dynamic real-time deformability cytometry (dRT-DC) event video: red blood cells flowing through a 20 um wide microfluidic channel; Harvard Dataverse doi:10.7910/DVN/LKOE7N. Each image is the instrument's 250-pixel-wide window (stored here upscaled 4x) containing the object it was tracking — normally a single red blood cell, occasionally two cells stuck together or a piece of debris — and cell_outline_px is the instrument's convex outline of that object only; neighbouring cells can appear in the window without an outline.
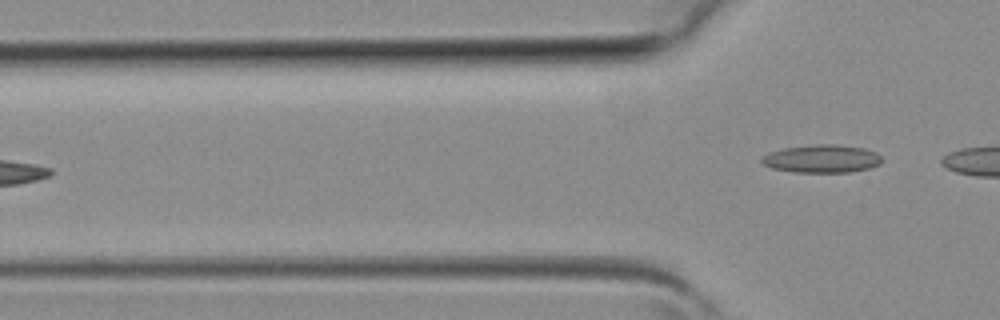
{"species": "common noctule bat (a hibernating species)", "species_latin": "Nyctalus noctula", "temperature_condition": "room temperature", "stored_images_in_passage": 4, "camera_frame_rate_fps": 3000, "um_per_image_px": 0.085, "animal": {"sex": "female", "body_mass_g": 19.3, "forearm_length_mm": 54.1}, "frame": {"image": 1, "passage_image": 4, "time_ms": 1.0, "image_size_px": [1000, 320], "cell_outline_px": [[880, 164], [868, 168], [848, 172], [792, 172], [772, 168], [764, 164], [760, 160], [760, 156], [768, 152], [784, 148], [816, 144], [836, 144], [864, 148], [876, 152], [880, 156]], "centroid_in_image_um": [69.81, 13.48], "position_along_channel_um": 56.0, "area_um2": 19.59}}